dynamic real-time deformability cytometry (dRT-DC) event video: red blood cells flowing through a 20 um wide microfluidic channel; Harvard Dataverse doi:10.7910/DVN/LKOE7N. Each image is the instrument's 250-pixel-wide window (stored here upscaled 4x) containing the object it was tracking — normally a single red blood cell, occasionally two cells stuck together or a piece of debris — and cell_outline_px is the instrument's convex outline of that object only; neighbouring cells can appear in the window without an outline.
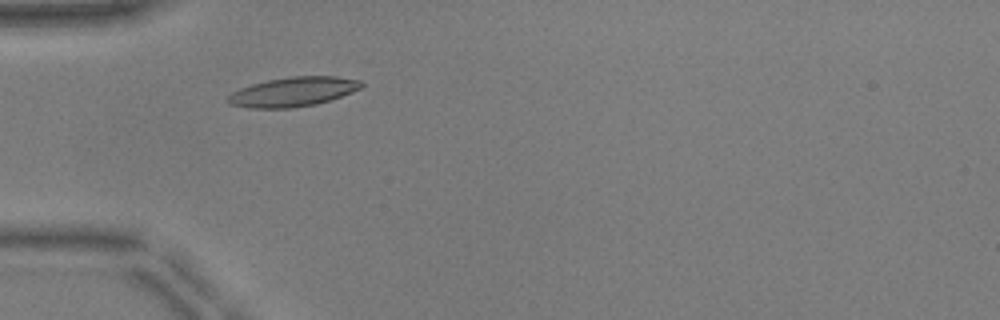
{"species": "common noctule bat (a hibernating species)", "species_latin": "Nyctalus noctula", "temperature_condition": "warm", "stored_images_in_passage": 44, "camera_frame_rate_fps": 3000, "um_per_image_px": 0.085, "animal": {"sex": "male", "body_mass_g": 17.9, "forearm_length_mm": 54.2}, "frame": {"image": 1, "passage_image": 9, "time_ms": 2.667, "image_size_px": [1000, 320], "cell_outline_px": [[364, 84], [360, 88], [352, 92], [316, 104], [292, 108], [248, 108], [228, 104], [224, 100], [232, 92], [240, 88], [252, 84], [268, 80], [292, 76], [336, 76], [360, 80]], "centroid_in_image_um": [24.87, 7.8], "position_along_channel_um": 60.1, "area_um2": 22.89}}
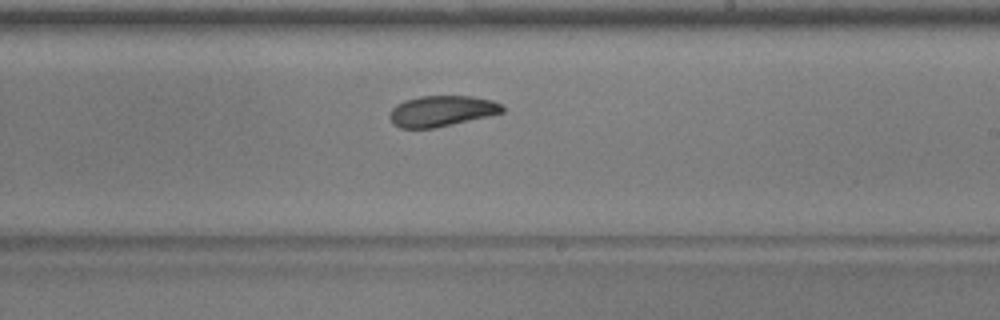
{"frame": {"image": 2, "passage_image": 24, "time_ms": 7.667, "image_size_px": [1000, 320], "cell_outline_px": [[504, 112], [488, 116], [436, 128], [400, 128], [392, 124], [388, 116], [392, 108], [396, 104], [420, 96], [472, 96], [492, 100], [500, 104], [504, 108]], "centroid_in_image_um": [37.52, 9.44], "position_along_channel_um": 251.5, "area_um2": 20.23}}
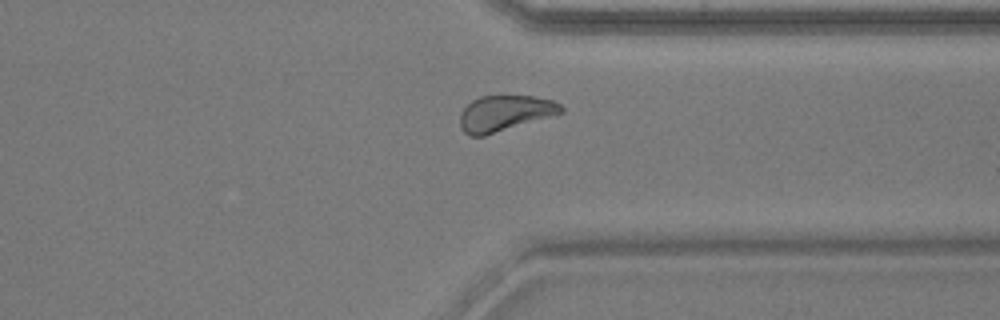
{"frame": {"image": 3, "passage_image": 33, "time_ms": 10.667, "image_size_px": [1000, 320], "cell_outline_px": [[564, 112], [484, 136], [472, 136], [464, 132], [460, 128], [460, 112], [472, 100], [480, 96], [532, 96], [552, 100], [560, 104], [564, 108]], "centroid_in_image_um": [42.89, 9.62], "position_along_channel_um": 368.5, "area_um2": 20.92}, "authors_computed_cell_mechanics": {"area_um2": 20.6057, "velocity_mm_per_s": 3.9033, "shape_relaxation_time_tau1_ms": 4.5384, "shape_relaxation_time_tau2_ms": 2.3955, "deformation_change_tau1": 0.1538, "deformation_change_tau2": 0.0879}}